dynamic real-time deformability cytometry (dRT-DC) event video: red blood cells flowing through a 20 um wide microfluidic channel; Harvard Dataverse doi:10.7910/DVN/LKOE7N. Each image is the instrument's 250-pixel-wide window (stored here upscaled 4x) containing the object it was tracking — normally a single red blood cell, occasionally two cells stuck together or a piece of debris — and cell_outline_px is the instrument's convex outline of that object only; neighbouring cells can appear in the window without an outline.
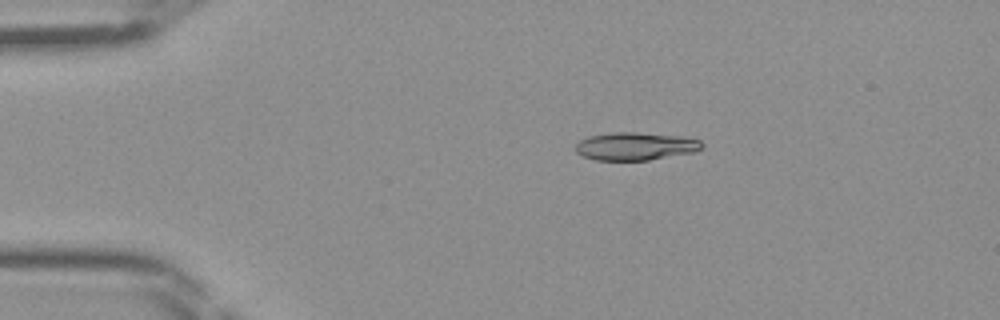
{"species": "Egyptian fruit bat (a non-hibernating species)", "species_latin": "Rousettus aegyptiacus", "temperature_condition": "room temperature", "stored_images_in_passage": 38, "camera_frame_rate_fps": 3000, "um_per_image_px": 0.085, "frame": {"image": 1, "passage_image": 1, "time_ms": 0.0, "image_size_px": [1000, 320], "cell_outline_px": [[704, 148], [696, 152], [648, 160], [596, 160], [584, 156], [576, 152], [576, 144], [580, 140], [588, 136], [612, 132], [636, 132], [680, 136], [700, 140], [704, 144]], "centroid_in_image_um": [54.05, 12.43], "position_along_channel_um": 31.0, "area_um2": 20.63}}
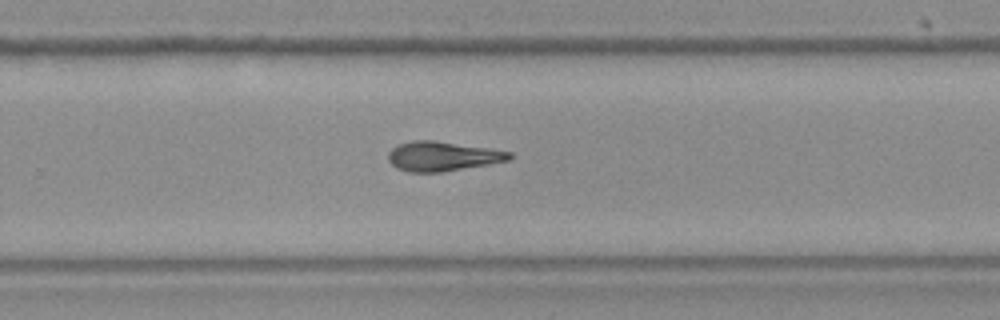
{"frame": {"image": 2, "passage_image": 22, "time_ms": 7.0, "image_size_px": [1000, 320], "cell_outline_px": [[512, 156], [508, 160], [488, 164], [440, 172], [408, 172], [396, 168], [388, 160], [388, 152], [396, 144], [412, 140], [432, 140], [488, 148], [512, 152]], "centroid_in_image_um": [37.55, 13.27], "position_along_channel_um": 292.2, "area_um2": 20.75}}
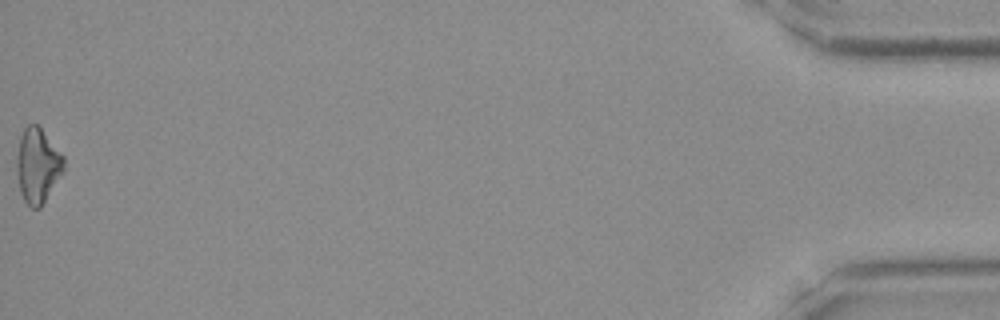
{"frame": {"image": 3, "passage_image": 38, "time_ms": 12.333, "image_size_px": [1000, 320], "cell_outline_px": [[64, 172], [40, 208], [32, 208], [24, 200], [20, 192], [16, 172], [16, 156], [20, 136], [24, 128], [28, 124], [36, 124], [40, 128], [64, 156]], "centroid_in_image_um": [3.19, 14.08], "position_along_channel_um": 432.0, "area_um2": 20.58}}